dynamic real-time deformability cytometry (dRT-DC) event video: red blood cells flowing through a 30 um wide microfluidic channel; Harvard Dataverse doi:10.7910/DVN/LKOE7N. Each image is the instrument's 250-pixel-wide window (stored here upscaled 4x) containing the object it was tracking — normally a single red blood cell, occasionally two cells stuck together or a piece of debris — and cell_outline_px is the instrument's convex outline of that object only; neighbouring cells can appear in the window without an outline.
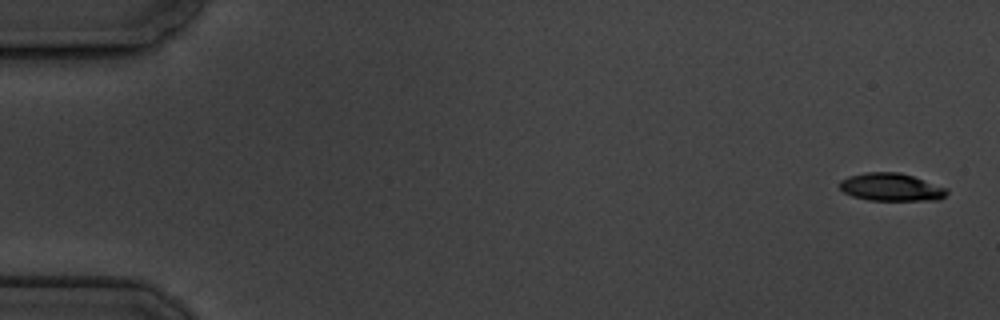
{"species": "common noctule bat (a hibernating species)", "species_latin": "Nyctalus noctula", "temperature_condition": "cold", "stored_images_in_passage": 7, "segment_of_instrument_passage": [2, 2], "camera_frame_rate_fps": 3000, "um_per_image_px": 0.085, "animal": {"sex": "male", "body_mass_g": 19.5, "forearm_length_mm": 54.6}, "frame": {"image": 1, "passage_image": 7, "time_ms": 7.667, "image_size_px": [1000, 320], "cell_outline_px": [[948, 192], [940, 200], [868, 200], [852, 196], [844, 192], [840, 188], [840, 180], [848, 176], [868, 172], [900, 172], [948, 188]], "centroid_in_image_um": [75.75, 15.91], "position_along_channel_um": 9.2, "area_um2": 17.34}}